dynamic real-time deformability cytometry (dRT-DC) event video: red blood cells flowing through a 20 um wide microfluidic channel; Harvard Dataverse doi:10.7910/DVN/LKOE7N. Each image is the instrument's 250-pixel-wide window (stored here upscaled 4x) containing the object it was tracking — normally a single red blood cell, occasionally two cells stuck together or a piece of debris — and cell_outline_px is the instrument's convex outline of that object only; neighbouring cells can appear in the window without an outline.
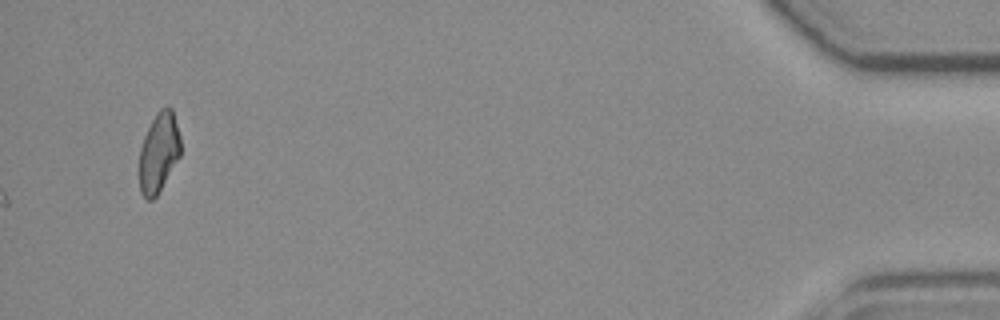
{"species": "common noctule bat (a hibernating species)", "species_latin": "Nyctalus noctula", "temperature_condition": "room temperature", "stored_images_in_passage": 50, "camera_frame_rate_fps": 3000, "um_per_image_px": 0.085, "animal": {"sex": "female", "body_mass_g": 19.3, "forearm_length_mm": 54.1}, "frame": {"image": 1, "passage_image": 50, "time_ms": 16.333, "image_size_px": [1000, 320], "cell_outline_px": [[180, 156], [156, 196], [152, 200], [148, 200], [140, 192], [140, 148], [144, 136], [156, 112], [160, 108], [168, 104], [172, 108], [180, 136]], "centroid_in_image_um": [13.5, 12.91], "position_along_channel_um": 421.7, "area_um2": 19.07}}